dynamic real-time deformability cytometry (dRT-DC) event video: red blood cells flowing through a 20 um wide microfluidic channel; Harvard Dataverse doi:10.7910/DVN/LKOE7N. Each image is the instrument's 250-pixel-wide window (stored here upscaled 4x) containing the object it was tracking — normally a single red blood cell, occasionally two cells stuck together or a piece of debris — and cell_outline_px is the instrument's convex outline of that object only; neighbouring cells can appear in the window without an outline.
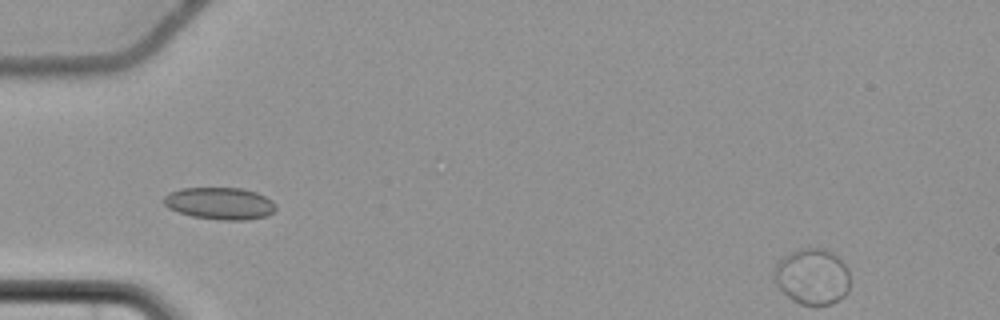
{"species": "common noctule bat (a hibernating species)", "species_latin": "Nyctalus noctula", "temperature_condition": "cold", "stored_images_in_passage": 8, "segment_of_instrument_passage": [2, 2], "camera_frame_rate_fps": 3000, "um_per_image_px": 0.085, "animal": {"sex": "female", "body_mass_g": 22.7, "forearm_length_mm": 54.2}, "frame": {"image": 1, "passage_image": 8, "time_ms": 2.333, "image_size_px": [1000, 320], "cell_outline_px": [[848, 292], [844, 296], [832, 304], [800, 304], [792, 300], [776, 284], [772, 272], [776, 260], [792, 252], [804, 248], [820, 248], [836, 256], [848, 268]], "centroid_in_image_um": [69.0, 23.51], "position_along_channel_um": 16.0, "area_um2": 24.57}}